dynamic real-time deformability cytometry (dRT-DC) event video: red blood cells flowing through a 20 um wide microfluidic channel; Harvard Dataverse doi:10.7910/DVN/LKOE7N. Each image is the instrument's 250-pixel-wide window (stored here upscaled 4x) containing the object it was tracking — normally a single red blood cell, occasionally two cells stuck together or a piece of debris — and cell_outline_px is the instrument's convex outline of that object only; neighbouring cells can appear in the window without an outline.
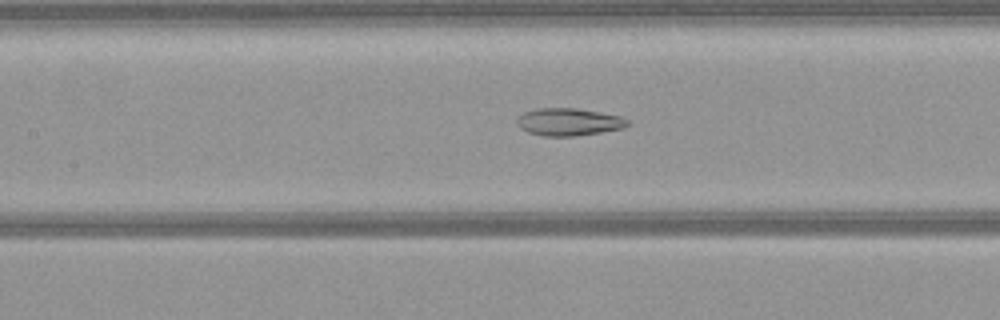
{"species": "common noctule bat (a hibernating species)", "species_latin": "Nyctalus noctula", "temperature_condition": "warm", "stored_images_in_passage": 52, "camera_frame_rate_fps": 3000, "um_per_image_px": 0.085, "animal": {"sex": "female", "body_mass_g": 21.9}, "frame": {"image": 1, "passage_image": 23, "time_ms": 7.333, "image_size_px": [1000, 320], "cell_outline_px": [[628, 124], [624, 128], [576, 136], [544, 136], [528, 132], [520, 128], [516, 124], [516, 120], [524, 112], [536, 108], [576, 108], [600, 112], [620, 116], [628, 120]], "centroid_in_image_um": [48.32, 10.36], "position_along_channel_um": 159.1, "area_um2": 17.69}}
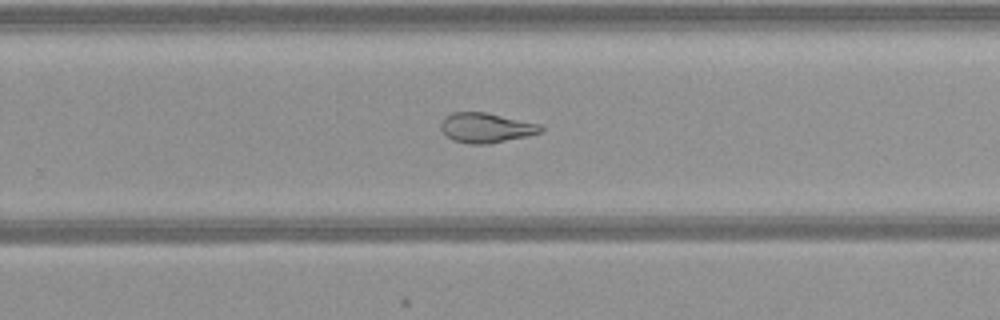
{"frame": {"image": 2, "passage_image": 33, "time_ms": 10.667, "image_size_px": [1000, 320], "cell_outline_px": [[544, 128], [540, 132], [528, 136], [488, 144], [468, 144], [452, 140], [440, 128], [440, 124], [452, 112], [484, 112], [540, 124]], "centroid_in_image_um": [41.32, 10.87], "position_along_channel_um": 288.5, "area_um2": 17.17}}
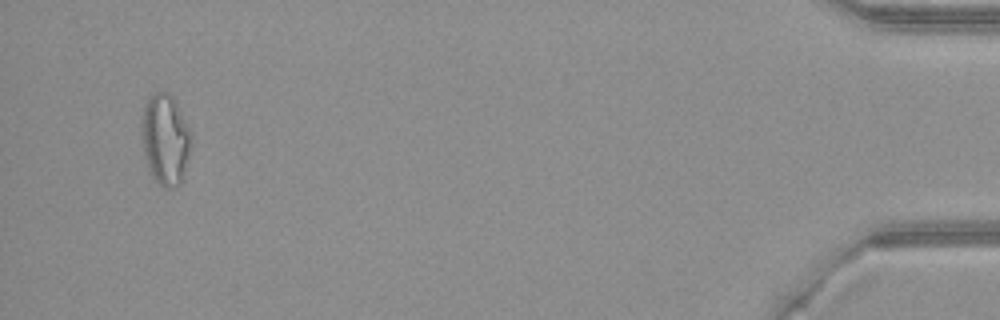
{"frame": {"image": 3, "passage_image": 50, "time_ms": 16.333, "image_size_px": [1000, 320], "cell_outline_px": [[192, 144], [184, 180], [176, 188], [164, 188], [152, 176], [148, 168], [144, 156], [140, 128], [140, 120], [144, 104], [148, 96], [152, 92], [168, 92], [176, 100], [192, 132]], "centroid_in_image_um": [14.06, 11.84], "position_along_channel_um": 421.1, "area_um2": 27.4}}